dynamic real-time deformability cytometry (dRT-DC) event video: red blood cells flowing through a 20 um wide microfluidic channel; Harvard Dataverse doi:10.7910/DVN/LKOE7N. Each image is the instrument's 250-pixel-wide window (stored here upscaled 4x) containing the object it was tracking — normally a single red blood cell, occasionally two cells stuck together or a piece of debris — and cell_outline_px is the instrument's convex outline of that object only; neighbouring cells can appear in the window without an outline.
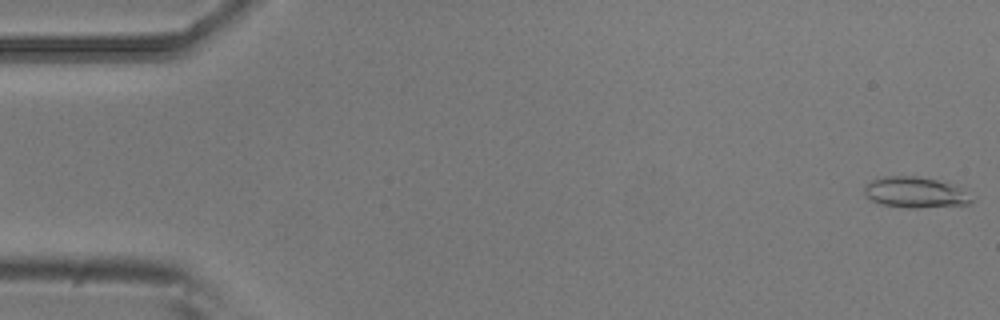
{"species": "common noctule bat (a hibernating species)", "species_latin": "Nyctalus noctula", "temperature_condition": "room temperature", "stored_images_in_passage": 5, "camera_frame_rate_fps": 3000, "um_per_image_px": 0.085, "animal": {"sex": "male", "body_mass_g": 20.5, "forearm_length_mm": 52.5}, "frame": {"image": 1, "passage_image": 1, "time_ms": 0.0, "image_size_px": [1000, 320], "cell_outline_px": [[976, 200], [972, 204], [916, 208], [908, 208], [880, 204], [872, 200], [864, 192], [864, 188], [872, 180], [884, 176], [916, 176], [936, 180], [960, 188], [976, 196]], "centroid_in_image_um": [77.87, 16.37], "position_along_channel_um": 7.1, "area_um2": 19.31}}
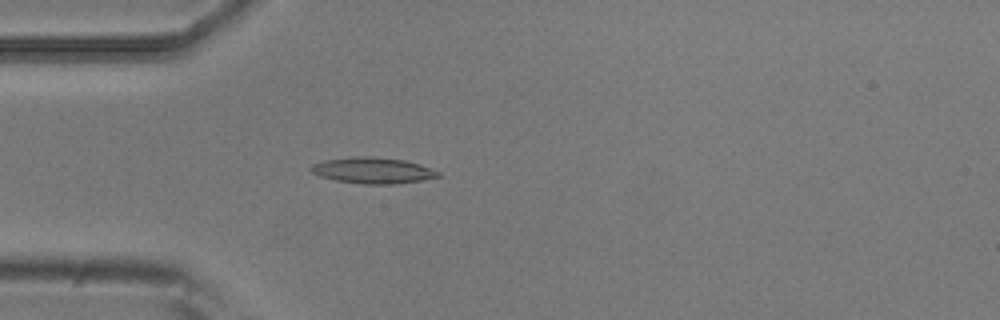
{"frame": {"image": 2, "passage_image": 5, "time_ms": 1.333, "image_size_px": [1000, 320], "cell_outline_px": [[440, 176], [420, 180], [396, 184], [364, 184], [336, 180], [320, 176], [312, 172], [308, 168], [312, 164], [324, 160], [356, 156], [372, 156], [404, 160], [420, 164], [440, 172]], "centroid_in_image_um": [31.67, 14.48], "position_along_channel_um": 53.3, "area_um2": 19.25}}